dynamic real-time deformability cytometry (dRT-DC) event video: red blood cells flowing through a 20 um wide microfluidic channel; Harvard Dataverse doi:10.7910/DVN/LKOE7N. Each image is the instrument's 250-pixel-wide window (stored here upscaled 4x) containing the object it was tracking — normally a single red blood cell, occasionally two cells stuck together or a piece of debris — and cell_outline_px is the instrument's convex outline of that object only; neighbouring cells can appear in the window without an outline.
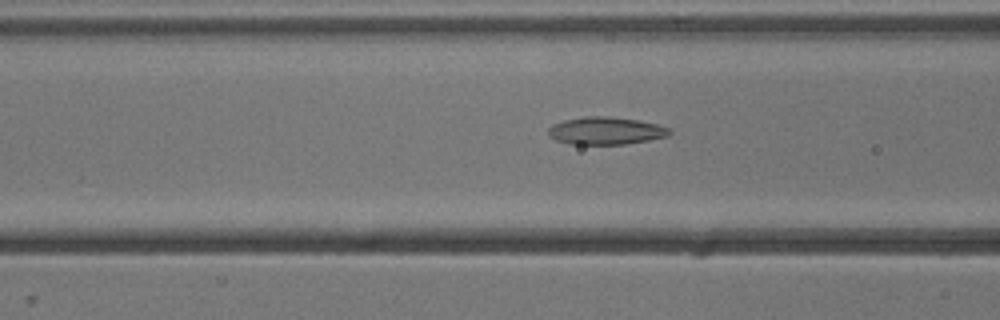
{"species": "common noctule bat (a hibernating species)", "species_latin": "Nyctalus noctula", "temperature_condition": "cold", "stored_images_in_passage": 37, "camera_frame_rate_fps": 3000, "um_per_image_px": 0.085, "animal": {"sex": "male", "body_mass_g": 13.3}, "frame": {"image": 1, "passage_image": 5, "time_ms": 1.333, "image_size_px": [1000, 320], "cell_outline_px": [[672, 132], [668, 136], [648, 140], [624, 144], [572, 144], [556, 140], [548, 136], [548, 128], [552, 124], [564, 120], [584, 116], [608, 116], [636, 120], [656, 124], [668, 128]], "centroid_in_image_um": [51.45, 11.11], "position_along_channel_um": 115.2, "area_um2": 19.36}}
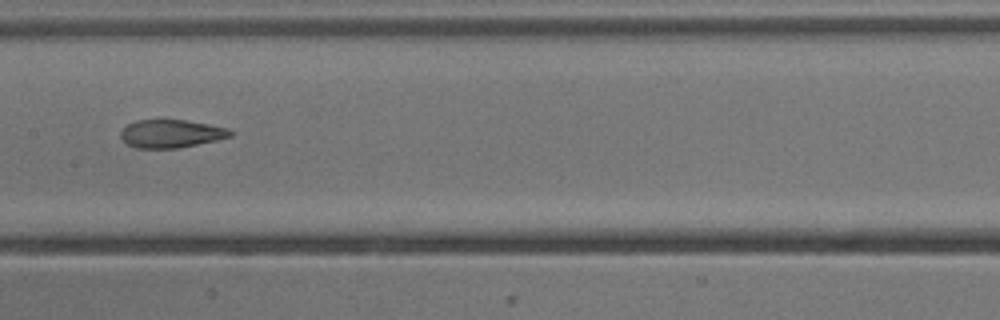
{"frame": {"image": 2, "passage_image": 11, "time_ms": 3.333, "image_size_px": [1000, 320], "cell_outline_px": [[232, 136], [216, 140], [176, 148], [136, 148], [128, 144], [120, 136], [120, 132], [128, 124], [136, 120], [184, 120], [208, 124], [228, 128], [232, 132]], "centroid_in_image_um": [14.53, 11.36], "position_along_channel_um": 192.9, "area_um2": 17.69}}
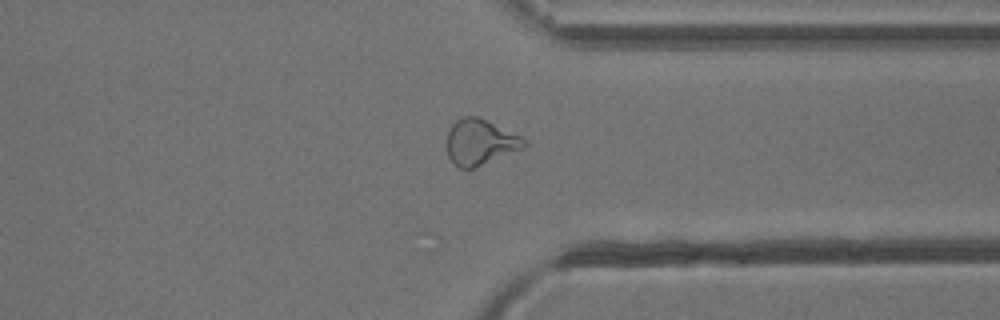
{"frame": {"image": 3, "passage_image": 25, "time_ms": 8.0, "image_size_px": [1000, 320], "cell_outline_px": [[528, 144], [524, 148], [472, 168], [460, 168], [448, 156], [448, 132], [452, 124], [456, 120], [464, 116], [476, 116], [520, 136], [528, 140]], "centroid_in_image_um": [40.83, 12.07], "position_along_channel_um": 370.6, "area_um2": 20.06}, "authors_computed_cell_mechanics": {"area_um2": 19.4208, "velocity_mm_per_s": 3.8554, "shape_relaxation_time_tau1_ms": null, "shape_relaxation_time_tau2_ms": 2.3128, "deformation_change_tau1": null, "deformation_change_tau2": 0.1036}}